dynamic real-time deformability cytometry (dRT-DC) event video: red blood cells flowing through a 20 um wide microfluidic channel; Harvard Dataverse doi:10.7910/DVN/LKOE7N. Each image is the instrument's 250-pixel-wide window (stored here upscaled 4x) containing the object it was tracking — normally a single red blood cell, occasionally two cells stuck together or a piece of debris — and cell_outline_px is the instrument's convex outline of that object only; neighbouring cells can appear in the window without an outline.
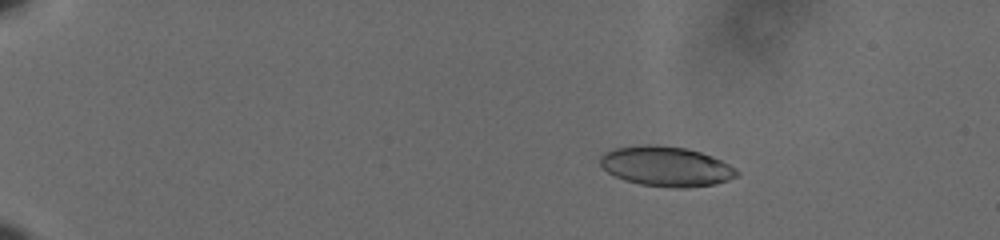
{"species": "human", "species_latin": "Homo sapiens", "temperature_condition": "cold", "stored_images_in_passage": 55, "camera_frame_rate_fps": 3000, "um_per_image_px": 0.085, "donor": {"sex": "male"}, "frame": {"image": 1, "passage_image": 6, "time_ms": 1.667, "image_size_px": [1000, 240], "cell_outline_px": [[740, 172], [736, 176], [728, 180], [716, 184], [688, 188], [672, 188], [640, 184], [624, 180], [608, 172], [600, 164], [600, 156], [604, 152], [612, 148], [644, 144], [656, 144], [688, 148], [712, 156], [736, 168]], "centroid_in_image_um": [56.62, 14.13], "position_along_channel_um": 28.4, "area_um2": 32.08}}
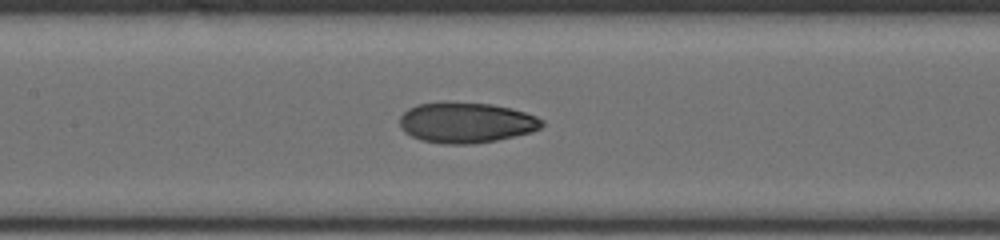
{"frame": {"image": 2, "passage_image": 27, "time_ms": 8.667, "image_size_px": [1000, 240], "cell_outline_px": [[544, 124], [540, 128], [532, 132], [496, 140], [472, 144], [444, 144], [420, 140], [404, 132], [400, 128], [400, 116], [408, 108], [420, 104], [492, 104], [512, 108], [536, 116], [544, 120]], "centroid_in_image_um": [39.64, 10.45], "position_along_channel_um": 167.8, "area_um2": 33.06}}
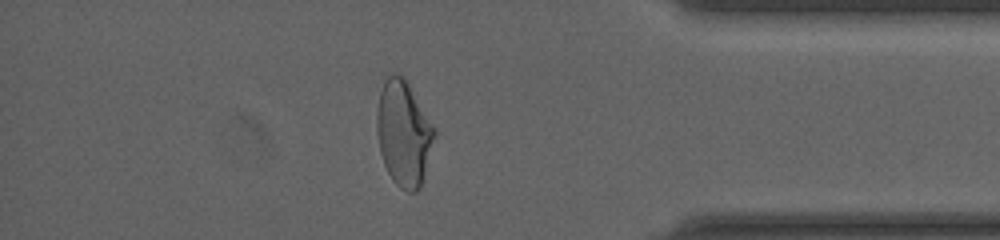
{"frame": {"image": 3, "passage_image": 48, "time_ms": 15.667, "image_size_px": [1000, 240], "cell_outline_px": [[436, 132], [424, 176], [420, 188], [416, 192], [408, 192], [400, 188], [392, 180], [384, 164], [380, 152], [376, 132], [376, 112], [380, 92], [384, 80], [392, 72], [404, 76], [436, 128]], "centroid_in_image_um": [34.3, 11.32], "position_along_channel_um": 400.9, "area_um2": 35.6}, "authors_computed_cell_mechanics": {"area_um2": 33.1772, "velocity_mm_per_s": 3.6038, "shape_relaxation_time_tau1_ms": 5.203, "shape_relaxation_time_tau2_ms": 2.0038, "deformation_change_tau1": 0.1617, "deformation_change_tau2": 0.067}}